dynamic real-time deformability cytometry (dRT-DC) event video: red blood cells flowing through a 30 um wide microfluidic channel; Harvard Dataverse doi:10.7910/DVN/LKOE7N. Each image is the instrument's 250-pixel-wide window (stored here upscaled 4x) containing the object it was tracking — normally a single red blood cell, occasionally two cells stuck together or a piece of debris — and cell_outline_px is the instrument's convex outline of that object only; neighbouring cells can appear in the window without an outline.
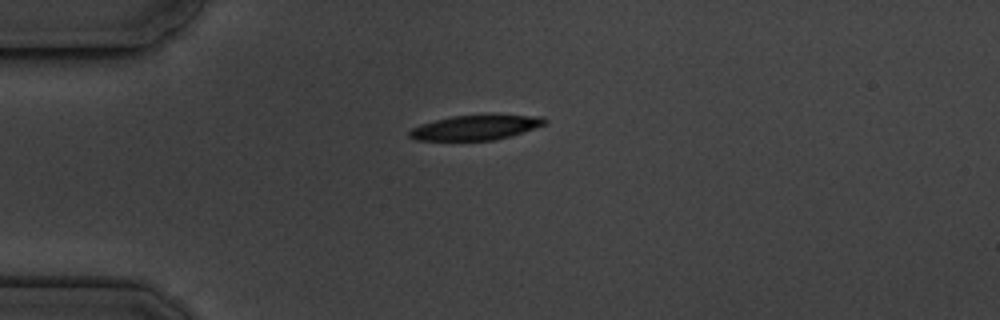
{"species": "common noctule bat (a hibernating species)", "species_latin": "Nyctalus noctula", "temperature_condition": "cold", "stored_images_in_passage": 13, "camera_frame_rate_fps": 3000, "um_per_image_px": 0.085, "animal": {"sex": "male", "body_mass_g": 19.5, "forearm_length_mm": 54.6}, "frame": {"image": 1, "passage_image": 1, "time_ms": 0.0, "image_size_px": [1000, 320], "cell_outline_px": [[548, 120], [544, 124], [496, 140], [416, 140], [408, 136], [408, 132], [412, 128], [420, 124], [452, 116], [492, 112], [544, 116]], "centroid_in_image_um": [40.47, 10.78], "position_along_channel_um": 44.5, "area_um2": 20.23}}
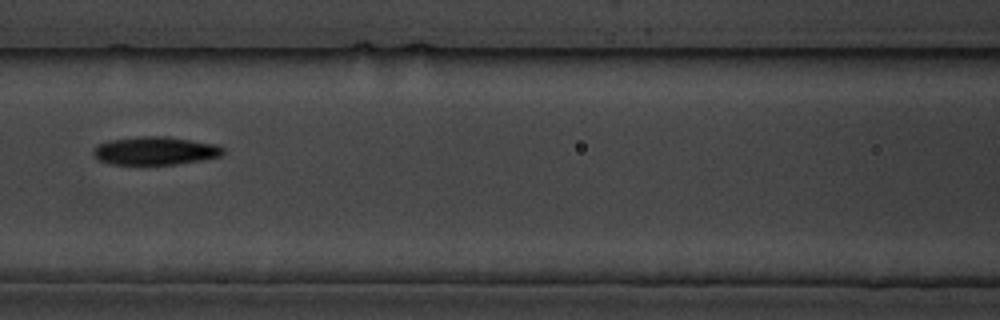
{"frame": {"image": 2, "passage_image": 4, "time_ms": 3.667, "image_size_px": [1000, 320], "cell_outline_px": [[224, 152], [220, 156], [200, 160], [176, 164], [112, 164], [100, 160], [92, 156], [92, 148], [96, 144], [108, 140], [140, 136], [164, 136], [220, 144], [224, 148]], "centroid_in_image_um": [13.16, 12.8], "position_along_channel_um": 153.4, "area_um2": 21.5}}
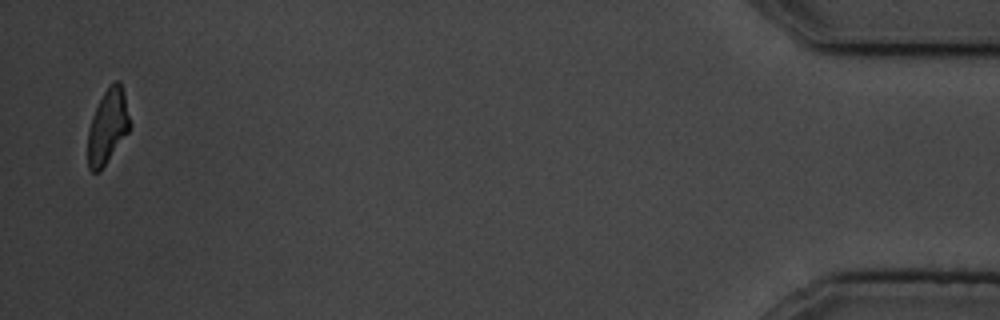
{"frame": {"image": 3, "passage_image": 13, "time_ms": 13.667, "image_size_px": [1000, 320], "cell_outline_px": [[132, 124], [128, 132], [100, 172], [92, 172], [88, 168], [88, 132], [92, 116], [104, 92], [116, 80], [120, 80], [124, 92]], "centroid_in_image_um": [9.17, 10.77], "position_along_channel_um": 426.0, "area_um2": 18.21}, "authors_computed_cell_mechanics": {"area_um2": 20.5768, "velocity_mm_per_s": 3.5694, "shape_relaxation_time_tau1_ms": 3.2041, "shape_relaxation_time_tau2_ms": 6.0341, "deformation_change_tau1": 0.134, "deformation_change_tau2": 0.1477}}